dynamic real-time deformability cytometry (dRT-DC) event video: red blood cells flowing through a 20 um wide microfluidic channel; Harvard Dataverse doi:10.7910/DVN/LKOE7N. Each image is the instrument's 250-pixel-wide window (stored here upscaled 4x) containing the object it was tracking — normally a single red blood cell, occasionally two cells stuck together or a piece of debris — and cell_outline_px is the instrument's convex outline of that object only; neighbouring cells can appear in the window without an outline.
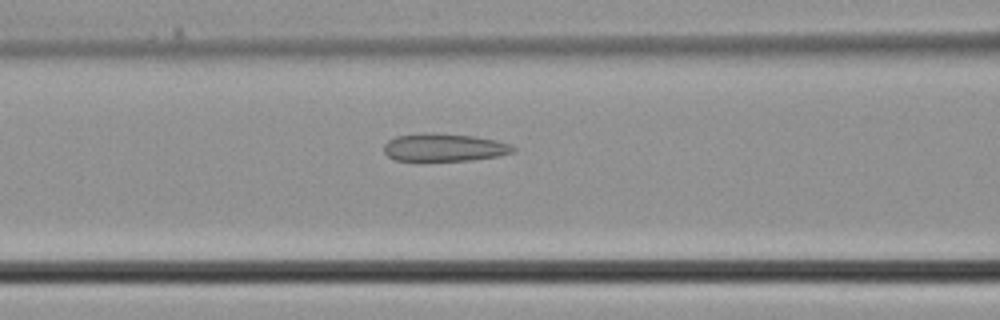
{"species": "common noctule bat (a hibernating species)", "species_latin": "Nyctalus noctula", "temperature_condition": "cold", "stored_images_in_passage": 27, "camera_frame_rate_fps": 3000, "um_per_image_px": 0.085, "animal": {"sex": "male", "body_mass_g": 21.5, "forearm_length_mm": 52.0}, "frame": {"image": 1, "passage_image": 5, "time_ms": 1.333, "image_size_px": [1000, 320], "cell_outline_px": [[516, 152], [500, 156], [468, 160], [396, 160], [388, 156], [384, 152], [384, 144], [388, 140], [396, 136], [424, 132], [432, 132], [476, 136], [496, 140], [512, 144], [516, 148]], "centroid_in_image_um": [37.8, 12.51], "position_along_channel_um": 128.8, "area_um2": 21.15}}
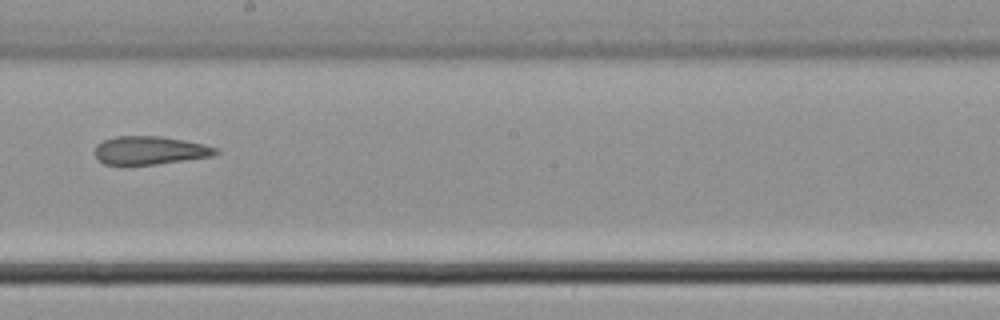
{"frame": {"image": 2, "passage_image": 11, "time_ms": 3.333, "image_size_px": [1000, 320], "cell_outline_px": [[220, 152], [212, 156], [156, 164], [104, 164], [96, 156], [96, 144], [104, 140], [116, 136], [160, 136], [184, 140], [204, 144], [216, 148]], "centroid_in_image_um": [12.75, 12.77], "position_along_channel_um": 235.4, "area_um2": 19.65}}
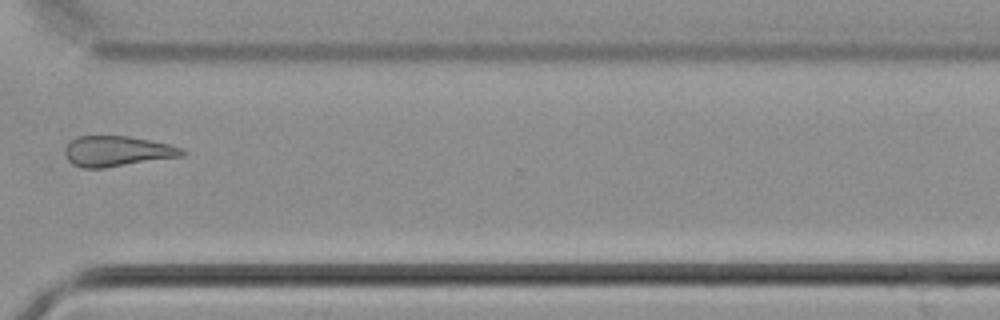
{"frame": {"image": 3, "passage_image": 18, "time_ms": 5.667, "image_size_px": [1000, 320], "cell_outline_px": [[188, 152], [184, 156], [104, 168], [84, 168], [72, 164], [68, 160], [64, 152], [64, 148], [76, 136], [128, 136], [168, 144], [180, 148]], "centroid_in_image_um": [9.95, 12.86], "position_along_channel_um": 360.7, "area_um2": 20.75}}